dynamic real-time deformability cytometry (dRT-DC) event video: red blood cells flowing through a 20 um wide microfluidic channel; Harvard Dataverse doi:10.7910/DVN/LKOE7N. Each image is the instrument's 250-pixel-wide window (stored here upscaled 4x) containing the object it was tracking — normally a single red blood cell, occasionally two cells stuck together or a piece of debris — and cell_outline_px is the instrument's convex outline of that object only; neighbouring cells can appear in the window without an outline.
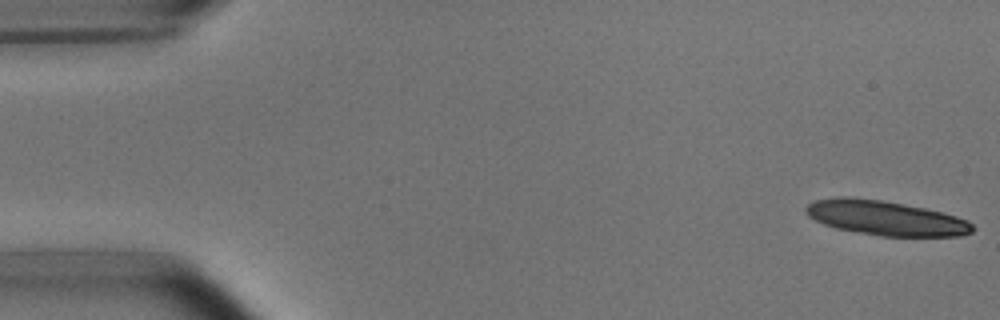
{"species": "common noctule bat (a hibernating species)", "species_latin": "Nyctalus noctula", "temperature_condition": "room temperature", "stored_images_in_passage": 14, "camera_frame_rate_fps": 3000, "um_per_image_px": 0.085, "animal": {"sex": "male", "body_mass_g": 15.6}, "frame": {"image": 1, "passage_image": 1, "time_ms": 0.0, "image_size_px": [1000, 320], "cell_outline_px": [[976, 228], [972, 232], [960, 236], [880, 236], [836, 228], [824, 224], [808, 216], [804, 212], [804, 208], [808, 204], [816, 200], [840, 196], [848, 196], [880, 200], [924, 208], [956, 216], [968, 220]], "centroid_in_image_um": [75.27, 18.53], "position_along_channel_um": 9.7, "area_um2": 33.52}}